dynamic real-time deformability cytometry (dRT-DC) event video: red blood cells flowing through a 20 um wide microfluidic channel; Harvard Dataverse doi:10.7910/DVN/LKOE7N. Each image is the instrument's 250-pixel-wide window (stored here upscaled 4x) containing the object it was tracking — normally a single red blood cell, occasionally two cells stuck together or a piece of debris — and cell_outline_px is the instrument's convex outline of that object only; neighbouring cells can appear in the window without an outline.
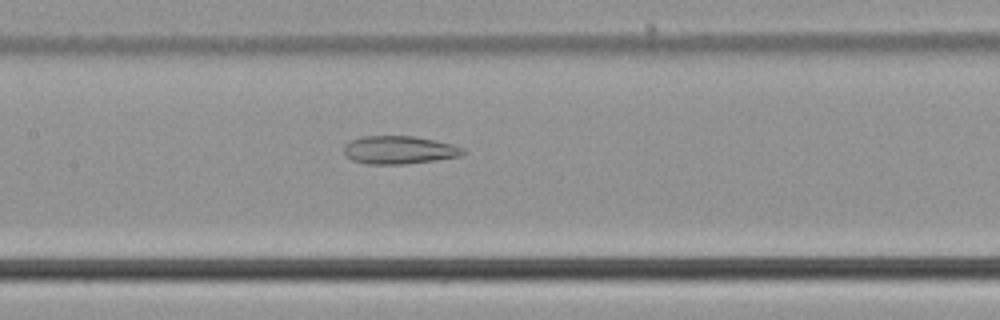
{"species": "common noctule bat (a hibernating species)", "species_latin": "Nyctalus noctula", "temperature_condition": "cold", "stored_images_in_passage": 37, "camera_frame_rate_fps": 3000, "um_per_image_px": 0.085, "animal": {"sex": "male", "body_mass_g": 21.5, "forearm_length_mm": 52.0}, "frame": {"image": 1, "passage_image": 9, "time_ms": 2.667, "image_size_px": [1000, 320], "cell_outline_px": [[464, 152], [460, 156], [404, 164], [368, 164], [352, 160], [344, 152], [344, 144], [352, 140], [364, 136], [412, 136], [452, 144], [464, 148]], "centroid_in_image_um": [33.9, 12.74], "position_along_channel_um": 173.5, "area_um2": 19.13}}
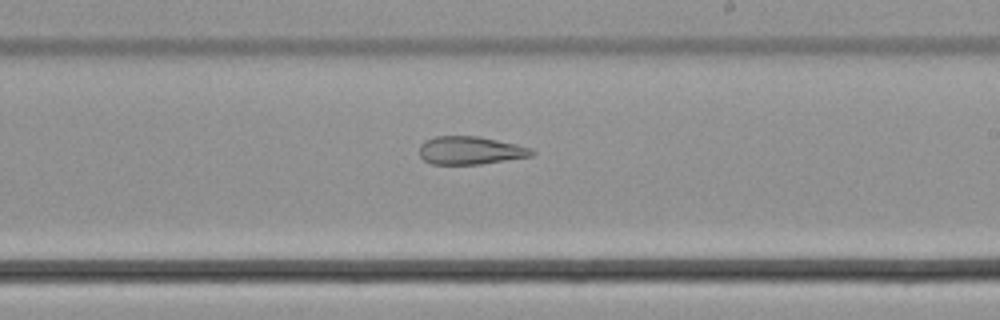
{"frame": {"image": 2, "passage_image": 15, "time_ms": 4.667, "image_size_px": [1000, 320], "cell_outline_px": [[536, 152], [532, 156], [480, 164], [432, 164], [424, 160], [420, 156], [420, 144], [424, 140], [436, 136], [480, 136], [516, 144], [532, 148]], "centroid_in_image_um": [39.98, 12.78], "position_along_channel_um": 249.0, "area_um2": 18.44}}
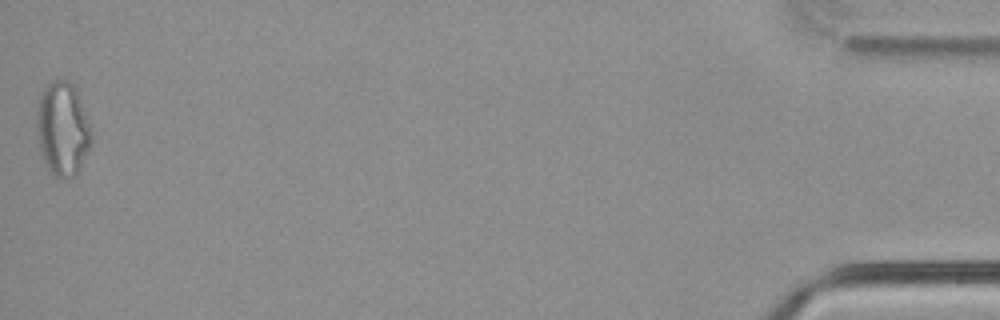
{"frame": {"image": 3, "passage_image": 37, "time_ms": 12.0, "image_size_px": [1000, 320], "cell_outline_px": [[92, 140], [76, 172], [72, 176], [60, 180], [52, 176], [44, 160], [36, 128], [36, 112], [40, 92], [52, 80], [68, 80], [76, 84], [92, 132]], "centroid_in_image_um": [5.31, 10.89], "position_along_channel_um": 429.9, "area_um2": 29.94}}